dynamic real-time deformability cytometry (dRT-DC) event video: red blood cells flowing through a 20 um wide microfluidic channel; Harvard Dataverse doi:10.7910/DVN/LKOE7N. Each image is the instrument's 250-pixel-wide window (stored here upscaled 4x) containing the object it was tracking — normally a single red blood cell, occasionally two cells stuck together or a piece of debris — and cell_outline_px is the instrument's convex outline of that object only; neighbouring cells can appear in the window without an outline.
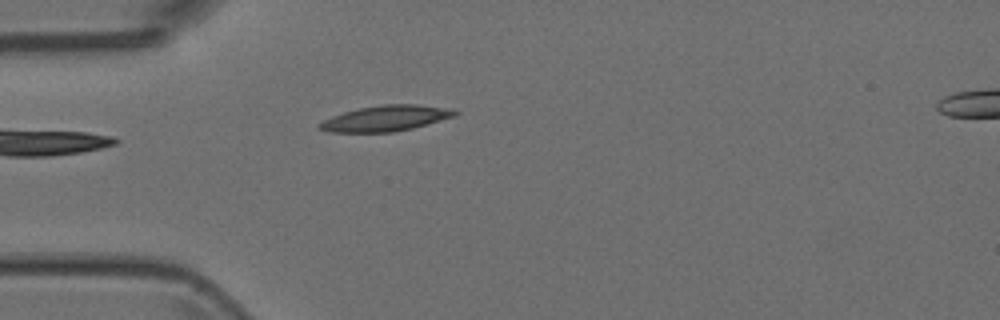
{"species": "Egyptian fruit bat (a non-hibernating species)", "species_latin": "Rousettus aegyptiacus", "temperature_condition": "room temperature", "stored_images_in_passage": 3, "camera_frame_rate_fps": 3000, "um_per_image_px": 0.085, "animal": {"sex": "female"}, "frame": {"image": 1, "passage_image": 3, "time_ms": 0.667, "image_size_px": [1000, 320], "cell_outline_px": [[460, 112], [456, 116], [412, 128], [392, 132], [328, 132], [316, 128], [316, 124], [332, 116], [344, 112], [360, 108], [380, 104], [416, 104], [452, 108]], "centroid_in_image_um": [32.79, 10.05], "position_along_channel_um": 52.2, "area_um2": 20.4}}